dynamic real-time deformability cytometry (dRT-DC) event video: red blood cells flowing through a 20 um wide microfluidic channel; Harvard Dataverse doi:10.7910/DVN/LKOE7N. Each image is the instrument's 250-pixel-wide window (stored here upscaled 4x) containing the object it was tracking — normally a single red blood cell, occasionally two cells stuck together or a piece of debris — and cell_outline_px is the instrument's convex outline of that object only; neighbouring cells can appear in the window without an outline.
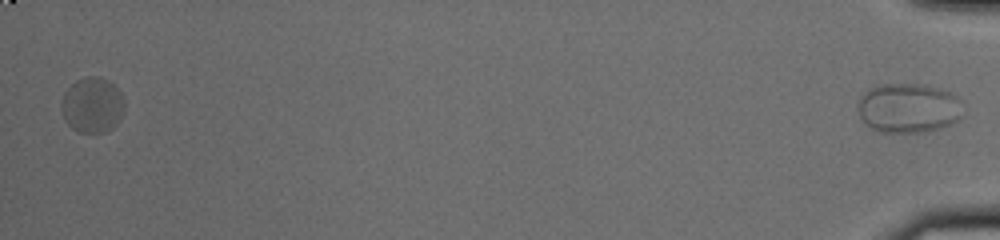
{"species": "common noctule bat (a hibernating species)", "species_latin": "Nyctalus noctula", "temperature_condition": "cold", "stored_images_in_passage": 45, "segment_of_instrument_passage": [2, 2], "camera_frame_rate_fps": 3000, "um_per_image_px": 0.085, "animal": {"sex": "male", "body_mass_g": 20.0, "forearm_length_mm": 53.3}, "frame": {"image": 1, "passage_image": 45, "time_ms": 14.667, "image_size_px": [1000, 240], "cell_outline_px": [[964, 116], [960, 120], [952, 124], [940, 128], [920, 132], [884, 132], [872, 128], [860, 116], [860, 100], [864, 92], [880, 84], [920, 84], [936, 88], [960, 96]], "centroid_in_image_um": [77.31, 9.18], "position_along_channel_um": 357.9, "area_um2": 30.17}}